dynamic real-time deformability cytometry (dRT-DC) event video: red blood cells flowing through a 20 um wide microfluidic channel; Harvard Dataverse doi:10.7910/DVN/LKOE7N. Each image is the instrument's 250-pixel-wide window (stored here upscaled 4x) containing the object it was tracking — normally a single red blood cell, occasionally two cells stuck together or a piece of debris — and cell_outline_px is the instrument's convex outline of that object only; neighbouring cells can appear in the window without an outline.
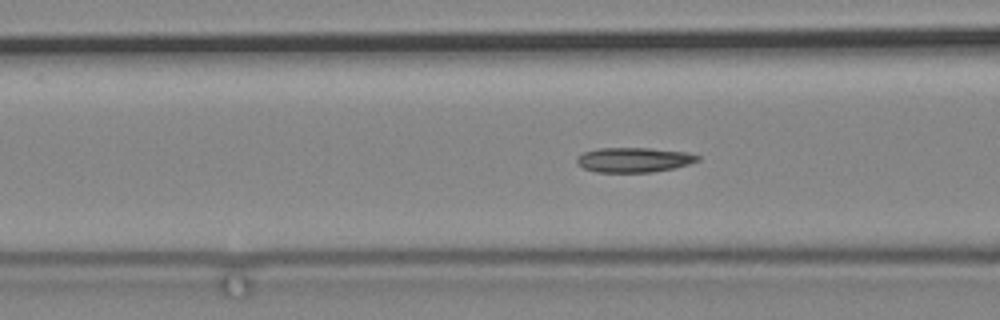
{"species": "common noctule bat (a hibernating species)", "species_latin": "Nyctalus noctula", "temperature_condition": "cold", "stored_images_in_passage": 71, "camera_frame_rate_fps": 3000, "um_per_image_px": 0.085, "animal": {"sex": "male", "body_mass_g": 19.2, "forearm_length_mm": 51.8}, "frame": {"image": 1, "passage_image": 32, "time_ms": 10.333, "image_size_px": [1000, 320], "cell_outline_px": [[700, 160], [688, 164], [672, 168], [652, 172], [596, 172], [584, 168], [576, 160], [576, 156], [584, 152], [600, 148], [648, 148], [688, 152], [700, 156]], "centroid_in_image_um": [53.89, 13.58], "position_along_channel_um": 112.7, "area_um2": 17.34}}
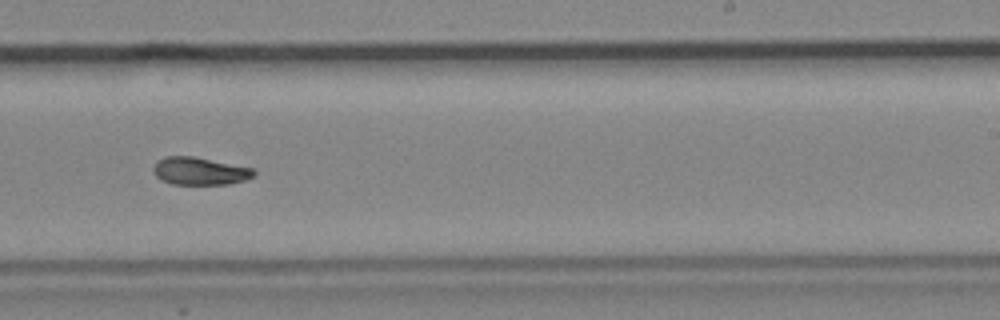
{"frame": {"image": 2, "passage_image": 47, "time_ms": 15.333, "image_size_px": [1000, 320], "cell_outline_px": [[256, 172], [252, 176], [244, 180], [228, 184], [172, 184], [160, 180], [156, 176], [152, 168], [164, 156], [192, 156], [256, 168]], "centroid_in_image_um": [17.0, 14.54], "position_along_channel_um": 272.0, "area_um2": 16.18}}
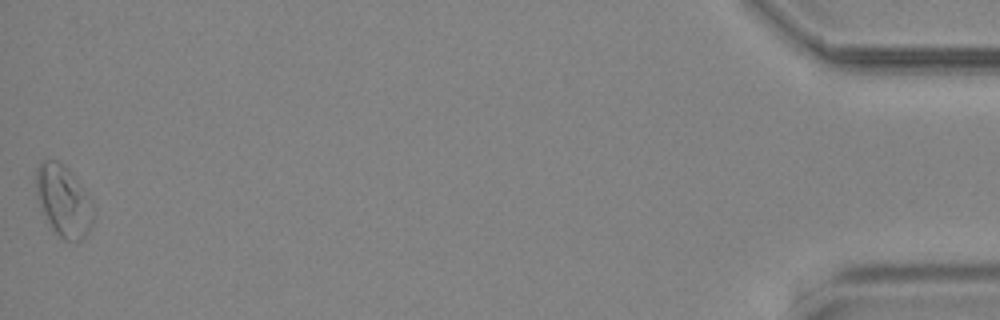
{"frame": {"image": 3, "passage_image": 71, "time_ms": 23.333, "image_size_px": [1000, 320], "cell_outline_px": [[92, 224], [88, 232], [80, 240], [64, 240], [56, 236], [52, 232], [40, 212], [36, 196], [36, 168], [44, 160], [56, 160], [64, 164], [68, 168], [88, 196], [92, 204]], "centroid_in_image_um": [5.33, 17.1], "position_along_channel_um": 429.9, "area_um2": 24.04}}